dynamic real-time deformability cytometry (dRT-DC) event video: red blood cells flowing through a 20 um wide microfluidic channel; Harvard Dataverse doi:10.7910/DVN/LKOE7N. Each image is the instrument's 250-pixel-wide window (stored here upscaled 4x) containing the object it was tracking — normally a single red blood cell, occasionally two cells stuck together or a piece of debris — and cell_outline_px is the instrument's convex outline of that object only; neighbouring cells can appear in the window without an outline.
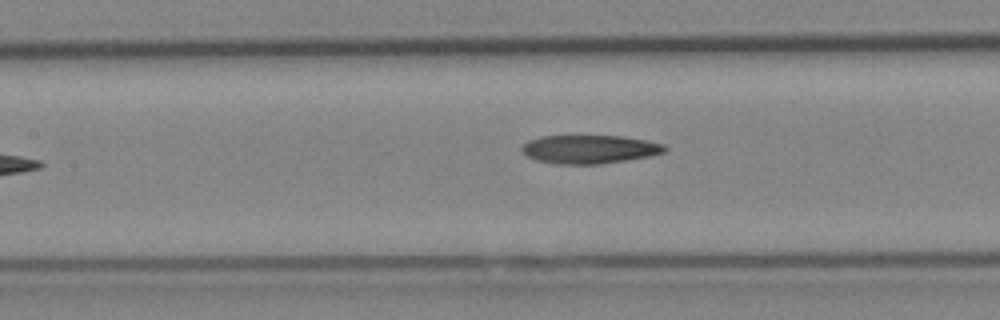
{"species": "Egyptian fruit bat (a non-hibernating species)", "species_latin": "Rousettus aegyptiacus", "temperature_condition": "cold", "stored_images_in_passage": 8, "camera_frame_rate_fps": 3000, "um_per_image_px": 0.085, "animal": {"sex": "female"}, "frame": {"image": 1, "passage_image": 7, "time_ms": 2.0, "image_size_px": [1000, 320], "cell_outline_px": [[668, 148], [664, 152], [648, 156], [600, 164], [556, 164], [536, 160], [528, 156], [520, 148], [528, 140], [540, 136], [620, 136], [648, 140], [664, 144]], "centroid_in_image_um": [50.1, 12.68], "position_along_channel_um": 157.3, "area_um2": 23.64}}
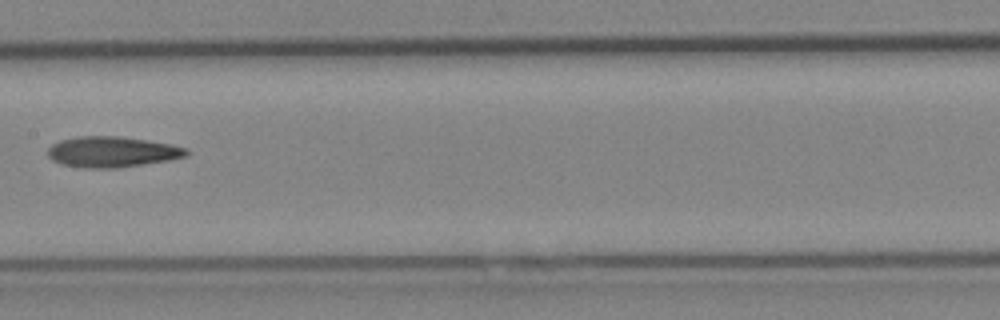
{"frame": {"image": 2, "passage_image": 8, "time_ms": 2.333, "image_size_px": [1000, 320], "cell_outline_px": [[188, 152], [184, 156], [168, 160], [116, 168], [80, 168], [60, 164], [52, 160], [48, 156], [48, 148], [52, 144], [60, 140], [76, 136], [116, 136], [172, 144], [188, 148]], "centroid_in_image_um": [9.47, 12.91], "position_along_channel_um": 197.9, "area_um2": 24.74}}